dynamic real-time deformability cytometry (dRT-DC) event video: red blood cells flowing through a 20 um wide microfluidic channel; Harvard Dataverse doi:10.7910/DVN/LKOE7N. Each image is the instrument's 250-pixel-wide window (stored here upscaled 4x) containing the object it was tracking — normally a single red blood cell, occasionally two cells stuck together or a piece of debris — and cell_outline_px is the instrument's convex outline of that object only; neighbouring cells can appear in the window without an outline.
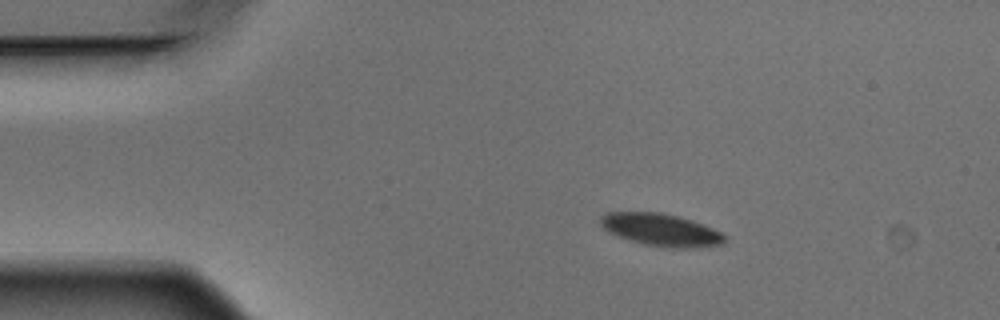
{"species": "Egyptian fruit bat (a non-hibernating species)", "species_latin": "Rousettus aegyptiacus", "temperature_condition": "warm", "stored_images_in_passage": 5, "camera_frame_rate_fps": 3000, "um_per_image_px": 0.085, "animal": {"sex": "male"}, "frame": {"image": 1, "passage_image": 2, "time_ms": 0.333, "image_size_px": [1000, 320], "cell_outline_px": [[728, 236], [724, 244], [692, 248], [672, 248], [644, 244], [628, 240], [616, 236], [608, 232], [600, 224], [600, 216], [604, 212], [660, 212], [692, 220], [712, 228]], "centroid_in_image_um": [56.17, 19.54], "position_along_channel_um": 28.8, "area_um2": 23.64}}
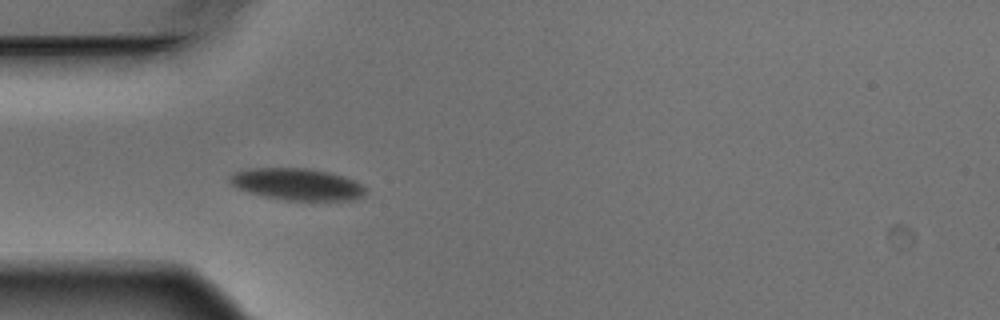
{"frame": {"image": 2, "passage_image": 4, "time_ms": 1.0, "image_size_px": [1000, 320], "cell_outline_px": [[364, 192], [360, 196], [352, 200], [288, 200], [264, 196], [248, 192], [232, 184], [228, 180], [232, 172], [248, 168], [308, 168], [328, 172], [344, 176], [360, 184], [364, 188]], "centroid_in_image_um": [25.2, 15.64], "position_along_channel_um": 59.8, "area_um2": 24.85}}
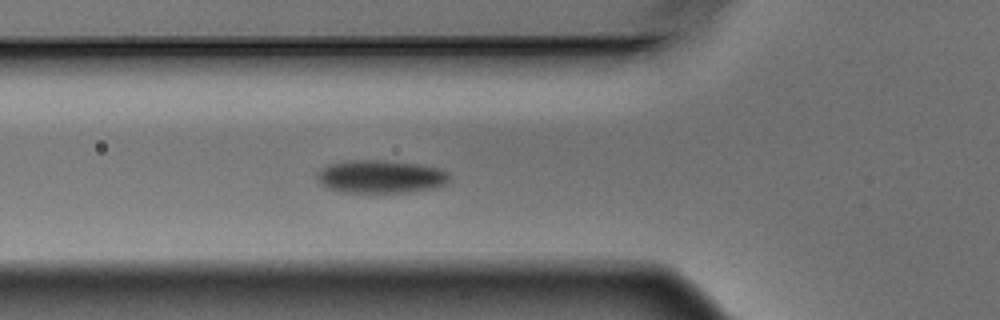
{"frame": {"image": 3, "passage_image": 5, "time_ms": 1.333, "image_size_px": [1000, 320], "cell_outline_px": [[452, 176], [444, 184], [432, 188], [408, 192], [344, 192], [328, 188], [320, 184], [316, 180], [316, 172], [320, 168], [328, 164], [348, 160], [384, 160], [420, 164], [436, 168], [448, 172]], "centroid_in_image_um": [32.3, 15.0], "position_along_channel_um": 93.5, "area_um2": 25.61}}